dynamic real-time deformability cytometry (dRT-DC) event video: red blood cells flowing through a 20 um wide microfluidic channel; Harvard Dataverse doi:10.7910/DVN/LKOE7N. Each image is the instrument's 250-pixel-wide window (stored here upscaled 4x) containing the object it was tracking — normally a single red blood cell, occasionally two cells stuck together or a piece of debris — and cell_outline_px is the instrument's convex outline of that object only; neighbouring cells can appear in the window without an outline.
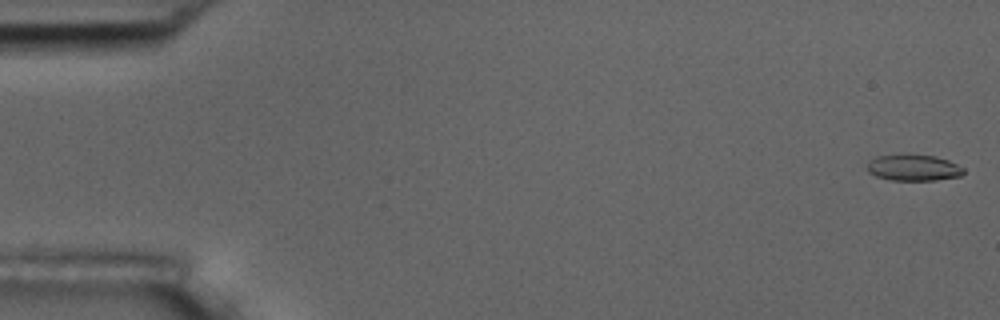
{"species": "common noctule bat (a hibernating species)", "species_latin": "Nyctalus noctula", "temperature_condition": "room temperature", "stored_images_in_passage": 6, "segment_of_instrument_passage": [2, 2], "camera_frame_rate_fps": 3000, "um_per_image_px": 0.085, "animal": {"sex": "male", "body_mass_g": 17.5, "forearm_length_mm": 52.3}, "frame": {"image": 1, "passage_image": 6, "time_ms": 6.0, "image_size_px": [1000, 320], "cell_outline_px": [[964, 172], [960, 176], [936, 180], [892, 180], [876, 176], [868, 172], [868, 164], [876, 156], [908, 152], [936, 156], [948, 160], [964, 168]], "centroid_in_image_um": [77.65, 14.22], "position_along_channel_um": 7.4, "area_um2": 15.09}}